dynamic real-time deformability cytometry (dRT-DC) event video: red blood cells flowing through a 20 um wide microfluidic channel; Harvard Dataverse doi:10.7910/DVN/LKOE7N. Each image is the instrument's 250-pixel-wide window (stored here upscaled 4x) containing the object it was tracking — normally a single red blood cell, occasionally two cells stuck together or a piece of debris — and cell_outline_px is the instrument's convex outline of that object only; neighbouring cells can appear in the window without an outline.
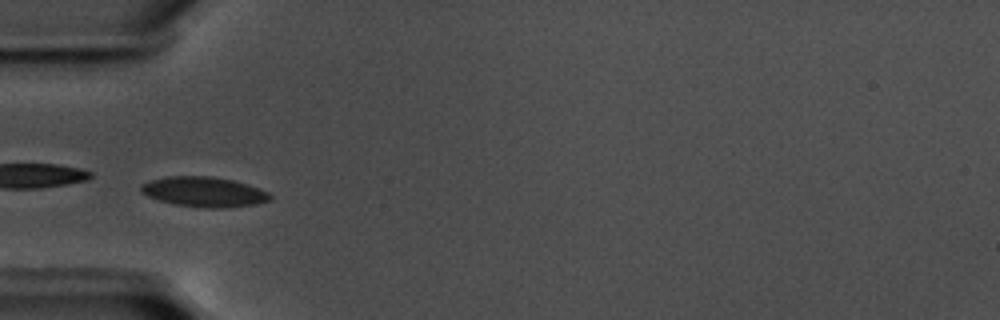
{"species": "common noctule bat (a hibernating species)", "species_latin": "Nyctalus noctula", "temperature_condition": "warm", "stored_images_in_passage": 40, "camera_frame_rate_fps": 3000, "um_per_image_px": 0.085, "animal": {"sex": "male", "body_mass_g": 17.5, "forearm_length_mm": 52.3}, "frame": {"image": 1, "passage_image": 1, "time_ms": 0.0, "image_size_px": [1000, 320], "cell_outline_px": [[272, 200], [256, 204], [228, 208], [204, 208], [176, 204], [160, 200], [148, 196], [140, 192], [140, 184], [152, 180], [168, 176], [212, 176], [232, 180], [248, 184], [268, 192], [272, 196]], "centroid_in_image_um": [17.37, 16.31], "position_along_channel_um": 67.6, "area_um2": 22.66}}
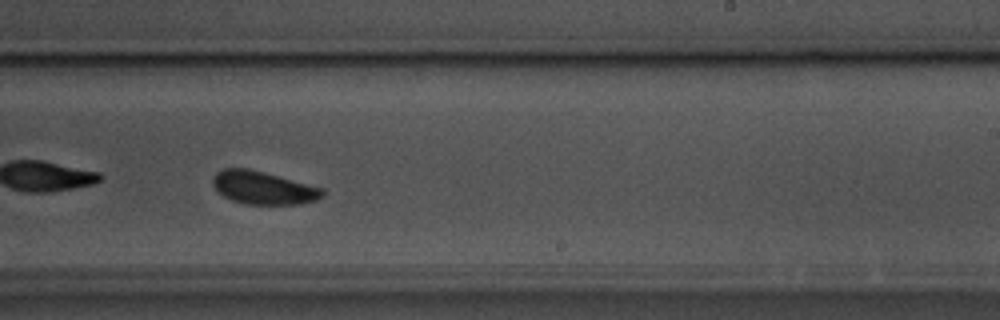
{"frame": {"image": 2, "passage_image": 18, "time_ms": 5.667, "image_size_px": [1000, 320], "cell_outline_px": [[324, 196], [316, 200], [300, 204], [244, 204], [232, 200], [224, 196], [212, 184], [212, 176], [216, 172], [224, 168], [248, 168], [264, 172], [324, 188]], "centroid_in_image_um": [22.38, 15.96], "position_along_channel_um": 266.6, "area_um2": 21.1}}
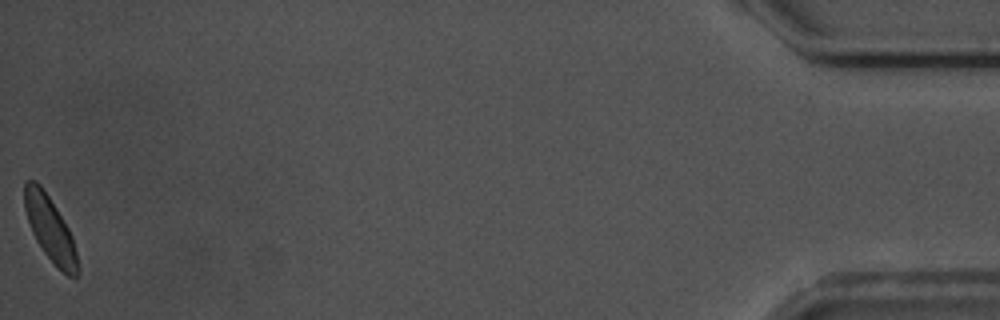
{"frame": {"image": 3, "passage_image": 40, "time_ms": 13.0, "image_size_px": [1000, 320], "cell_outline_px": [[80, 272], [76, 276], [68, 276], [44, 252], [36, 240], [32, 232], [24, 208], [24, 180], [36, 180], [40, 184], [56, 208], [68, 228], [72, 236], [80, 268]], "centroid_in_image_um": [4.25, 19.42], "position_along_channel_um": 430.9, "area_um2": 19.71}, "authors_computed_cell_mechanics": {"area_um2": 21.4149, "velocity_mm_per_s": 3.5366, "shape_relaxation_time_tau1_ms": 2.3577, "shape_relaxation_time_tau2_ms": null, "deformation_change_tau1": 0.0639, "deformation_change_tau2": null}}